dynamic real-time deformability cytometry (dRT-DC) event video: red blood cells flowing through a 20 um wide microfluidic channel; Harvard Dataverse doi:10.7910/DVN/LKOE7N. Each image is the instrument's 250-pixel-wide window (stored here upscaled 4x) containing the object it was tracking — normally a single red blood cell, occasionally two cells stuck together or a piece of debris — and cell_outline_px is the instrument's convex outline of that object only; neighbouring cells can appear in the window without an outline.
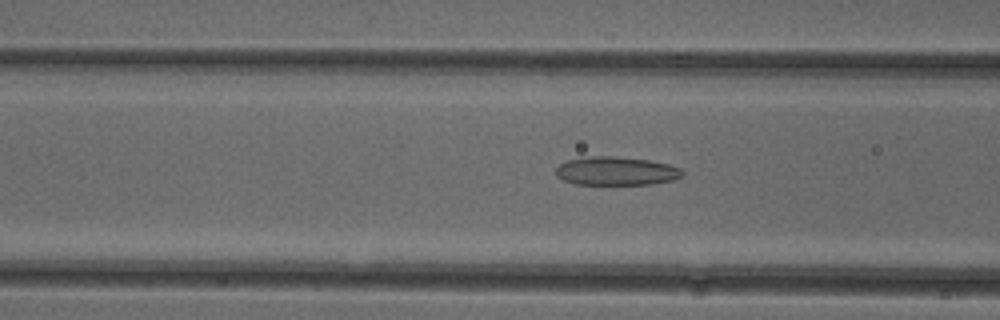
{"species": "common noctule bat (a hibernating species)", "species_latin": "Nyctalus noctula", "temperature_condition": "cold", "stored_images_in_passage": 48, "camera_frame_rate_fps": 3000, "um_per_image_px": 0.085, "animal": {"sex": "female"}, "frame": {"image": 1, "passage_image": 16, "time_ms": 5.0, "image_size_px": [1000, 320], "cell_outline_px": [[684, 172], [680, 176], [672, 180], [652, 184], [576, 184], [564, 180], [556, 176], [556, 168], [560, 164], [568, 160], [592, 156], [612, 156], [648, 160], [668, 164], [680, 168]], "centroid_in_image_um": [52.36, 14.54], "position_along_channel_um": 114.2, "area_um2": 20.81}}
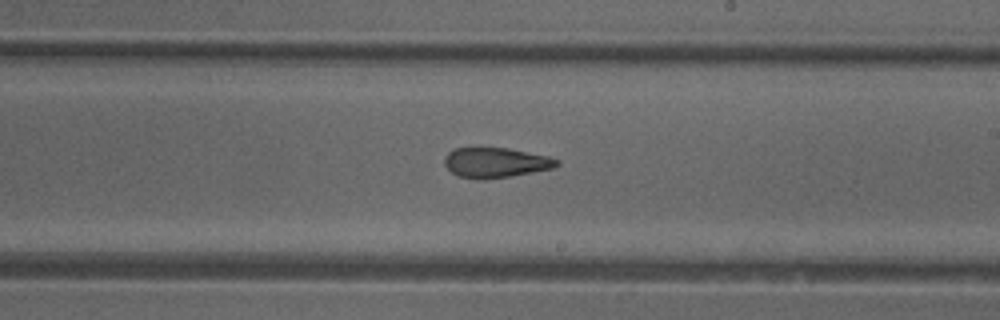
{"frame": {"image": 2, "passage_image": 26, "time_ms": 8.333, "image_size_px": [1000, 320], "cell_outline_px": [[560, 164], [552, 168], [508, 176], [460, 176], [452, 172], [444, 164], [444, 160], [448, 152], [456, 148], [508, 148], [548, 156], [560, 160]], "centroid_in_image_um": [42.17, 13.77], "position_along_channel_um": 246.8, "area_um2": 18.67}}
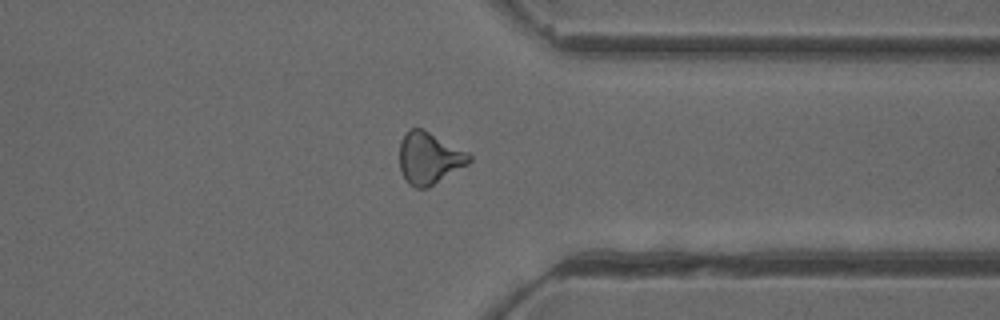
{"frame": {"image": 3, "passage_image": 36, "time_ms": 11.667, "image_size_px": [1000, 320], "cell_outline_px": [[472, 160], [468, 164], [428, 188], [416, 188], [408, 184], [400, 168], [400, 140], [412, 128], [424, 128], [468, 152], [472, 156]], "centroid_in_image_um": [36.5, 13.44], "position_along_channel_um": 374.9, "area_um2": 21.1}, "authors_computed_cell_mechanics": {"area_um2": 20.7213, "velocity_mm_per_s": 3.9752, "shape_relaxation_time_tau1_ms": null, "shape_relaxation_time_tau2_ms": 3.7464, "deformation_change_tau1": null, "deformation_change_tau2": 0.1366}}